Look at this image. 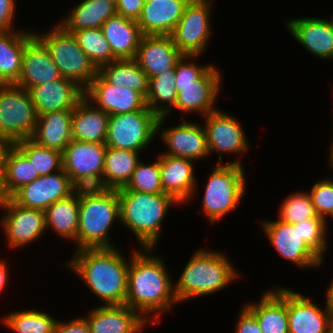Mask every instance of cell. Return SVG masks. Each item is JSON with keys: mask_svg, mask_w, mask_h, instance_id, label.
<instances>
[{"mask_svg": "<svg viewBox=\"0 0 333 333\" xmlns=\"http://www.w3.org/2000/svg\"><path fill=\"white\" fill-rule=\"evenodd\" d=\"M190 0L145 1L136 21L143 35H171Z\"/></svg>", "mask_w": 333, "mask_h": 333, "instance_id": "26", "label": "cell"}, {"mask_svg": "<svg viewBox=\"0 0 333 333\" xmlns=\"http://www.w3.org/2000/svg\"><path fill=\"white\" fill-rule=\"evenodd\" d=\"M176 98L175 69H168L149 79L146 105L158 117L168 116L171 113Z\"/></svg>", "mask_w": 333, "mask_h": 333, "instance_id": "37", "label": "cell"}, {"mask_svg": "<svg viewBox=\"0 0 333 333\" xmlns=\"http://www.w3.org/2000/svg\"><path fill=\"white\" fill-rule=\"evenodd\" d=\"M268 240L282 258L300 267H317L323 263L321 259L302 239L300 222L289 224L281 220L262 221Z\"/></svg>", "mask_w": 333, "mask_h": 333, "instance_id": "12", "label": "cell"}, {"mask_svg": "<svg viewBox=\"0 0 333 333\" xmlns=\"http://www.w3.org/2000/svg\"><path fill=\"white\" fill-rule=\"evenodd\" d=\"M116 219L120 220L117 190L99 187L79 188L77 250L113 248L108 233Z\"/></svg>", "mask_w": 333, "mask_h": 333, "instance_id": "3", "label": "cell"}, {"mask_svg": "<svg viewBox=\"0 0 333 333\" xmlns=\"http://www.w3.org/2000/svg\"><path fill=\"white\" fill-rule=\"evenodd\" d=\"M72 114L73 110H59L39 115L31 139L38 145L63 152L73 139Z\"/></svg>", "mask_w": 333, "mask_h": 333, "instance_id": "30", "label": "cell"}, {"mask_svg": "<svg viewBox=\"0 0 333 333\" xmlns=\"http://www.w3.org/2000/svg\"><path fill=\"white\" fill-rule=\"evenodd\" d=\"M142 250L145 251H133L130 257L125 304L147 322L155 323L161 313L170 310L178 301L164 261L151 255L154 249ZM151 314L155 315L150 318Z\"/></svg>", "mask_w": 333, "mask_h": 333, "instance_id": "1", "label": "cell"}, {"mask_svg": "<svg viewBox=\"0 0 333 333\" xmlns=\"http://www.w3.org/2000/svg\"><path fill=\"white\" fill-rule=\"evenodd\" d=\"M8 266H6V262L0 261V292L4 291L6 287V283L8 282Z\"/></svg>", "mask_w": 333, "mask_h": 333, "instance_id": "51", "label": "cell"}, {"mask_svg": "<svg viewBox=\"0 0 333 333\" xmlns=\"http://www.w3.org/2000/svg\"><path fill=\"white\" fill-rule=\"evenodd\" d=\"M46 229L76 242L79 225V188L67 198L57 200L45 210ZM50 226V227H49Z\"/></svg>", "mask_w": 333, "mask_h": 333, "instance_id": "34", "label": "cell"}, {"mask_svg": "<svg viewBox=\"0 0 333 333\" xmlns=\"http://www.w3.org/2000/svg\"><path fill=\"white\" fill-rule=\"evenodd\" d=\"M39 174L27 157L13 144L5 157L1 190L5 198H11L23 186L37 179Z\"/></svg>", "mask_w": 333, "mask_h": 333, "instance_id": "35", "label": "cell"}, {"mask_svg": "<svg viewBox=\"0 0 333 333\" xmlns=\"http://www.w3.org/2000/svg\"><path fill=\"white\" fill-rule=\"evenodd\" d=\"M326 222V220L320 217H314L300 222L302 239L321 259H323L327 249L325 239L327 231Z\"/></svg>", "mask_w": 333, "mask_h": 333, "instance_id": "43", "label": "cell"}, {"mask_svg": "<svg viewBox=\"0 0 333 333\" xmlns=\"http://www.w3.org/2000/svg\"><path fill=\"white\" fill-rule=\"evenodd\" d=\"M218 68L211 66L198 80L193 84L175 85L177 98L174 108L188 115V112H199L204 116L217 110L215 100L219 93L221 85V75Z\"/></svg>", "mask_w": 333, "mask_h": 333, "instance_id": "17", "label": "cell"}, {"mask_svg": "<svg viewBox=\"0 0 333 333\" xmlns=\"http://www.w3.org/2000/svg\"><path fill=\"white\" fill-rule=\"evenodd\" d=\"M198 56H185L177 61L175 65V85L193 84L198 80L212 65H197L193 62H185L188 58L193 59Z\"/></svg>", "mask_w": 333, "mask_h": 333, "instance_id": "45", "label": "cell"}, {"mask_svg": "<svg viewBox=\"0 0 333 333\" xmlns=\"http://www.w3.org/2000/svg\"><path fill=\"white\" fill-rule=\"evenodd\" d=\"M144 3V0H116L117 14L137 21Z\"/></svg>", "mask_w": 333, "mask_h": 333, "instance_id": "46", "label": "cell"}, {"mask_svg": "<svg viewBox=\"0 0 333 333\" xmlns=\"http://www.w3.org/2000/svg\"><path fill=\"white\" fill-rule=\"evenodd\" d=\"M0 207L7 211L0 223L11 248L23 247L46 231L45 211L23 207L12 198H5Z\"/></svg>", "mask_w": 333, "mask_h": 333, "instance_id": "13", "label": "cell"}, {"mask_svg": "<svg viewBox=\"0 0 333 333\" xmlns=\"http://www.w3.org/2000/svg\"><path fill=\"white\" fill-rule=\"evenodd\" d=\"M333 139V138H332ZM331 151H330V157H329V161H330V164H331V167L333 168V142L331 143Z\"/></svg>", "mask_w": 333, "mask_h": 333, "instance_id": "54", "label": "cell"}, {"mask_svg": "<svg viewBox=\"0 0 333 333\" xmlns=\"http://www.w3.org/2000/svg\"><path fill=\"white\" fill-rule=\"evenodd\" d=\"M224 255L219 251L204 249L194 252L174 284V295L178 303L218 292L240 277Z\"/></svg>", "mask_w": 333, "mask_h": 333, "instance_id": "4", "label": "cell"}, {"mask_svg": "<svg viewBox=\"0 0 333 333\" xmlns=\"http://www.w3.org/2000/svg\"><path fill=\"white\" fill-rule=\"evenodd\" d=\"M308 194L320 218L324 220L327 216L333 218V181L331 179L326 178L316 182Z\"/></svg>", "mask_w": 333, "mask_h": 333, "instance_id": "44", "label": "cell"}, {"mask_svg": "<svg viewBox=\"0 0 333 333\" xmlns=\"http://www.w3.org/2000/svg\"><path fill=\"white\" fill-rule=\"evenodd\" d=\"M90 103L83 96L73 109L71 120L72 138L82 142L105 143L109 115Z\"/></svg>", "mask_w": 333, "mask_h": 333, "instance_id": "27", "label": "cell"}, {"mask_svg": "<svg viewBox=\"0 0 333 333\" xmlns=\"http://www.w3.org/2000/svg\"><path fill=\"white\" fill-rule=\"evenodd\" d=\"M34 35L26 31H0V84H15L21 74L26 42Z\"/></svg>", "mask_w": 333, "mask_h": 333, "instance_id": "32", "label": "cell"}, {"mask_svg": "<svg viewBox=\"0 0 333 333\" xmlns=\"http://www.w3.org/2000/svg\"><path fill=\"white\" fill-rule=\"evenodd\" d=\"M205 117L204 129L206 132L209 155L213 151L219 152L221 163V152L228 154H239L248 150V141L241 124L233 116L217 109Z\"/></svg>", "mask_w": 333, "mask_h": 333, "instance_id": "16", "label": "cell"}, {"mask_svg": "<svg viewBox=\"0 0 333 333\" xmlns=\"http://www.w3.org/2000/svg\"><path fill=\"white\" fill-rule=\"evenodd\" d=\"M328 333H333V313L330 314Z\"/></svg>", "mask_w": 333, "mask_h": 333, "instance_id": "53", "label": "cell"}, {"mask_svg": "<svg viewBox=\"0 0 333 333\" xmlns=\"http://www.w3.org/2000/svg\"><path fill=\"white\" fill-rule=\"evenodd\" d=\"M286 26L306 50L321 59H333V23L330 19L295 18Z\"/></svg>", "mask_w": 333, "mask_h": 333, "instance_id": "20", "label": "cell"}, {"mask_svg": "<svg viewBox=\"0 0 333 333\" xmlns=\"http://www.w3.org/2000/svg\"><path fill=\"white\" fill-rule=\"evenodd\" d=\"M161 131L160 137L168 148L162 154L193 161L209 155L206 132L199 124L181 120L179 125Z\"/></svg>", "mask_w": 333, "mask_h": 333, "instance_id": "21", "label": "cell"}, {"mask_svg": "<svg viewBox=\"0 0 333 333\" xmlns=\"http://www.w3.org/2000/svg\"><path fill=\"white\" fill-rule=\"evenodd\" d=\"M84 96L105 113L118 115L144 109L146 99L127 87L113 86L99 73L92 79Z\"/></svg>", "mask_w": 333, "mask_h": 333, "instance_id": "15", "label": "cell"}, {"mask_svg": "<svg viewBox=\"0 0 333 333\" xmlns=\"http://www.w3.org/2000/svg\"><path fill=\"white\" fill-rule=\"evenodd\" d=\"M57 321L39 310H24L11 312L2 322L15 333H54Z\"/></svg>", "mask_w": 333, "mask_h": 333, "instance_id": "40", "label": "cell"}, {"mask_svg": "<svg viewBox=\"0 0 333 333\" xmlns=\"http://www.w3.org/2000/svg\"><path fill=\"white\" fill-rule=\"evenodd\" d=\"M166 118L158 117L147 106L135 112L110 115L105 144L111 148L141 152L158 135Z\"/></svg>", "mask_w": 333, "mask_h": 333, "instance_id": "8", "label": "cell"}, {"mask_svg": "<svg viewBox=\"0 0 333 333\" xmlns=\"http://www.w3.org/2000/svg\"><path fill=\"white\" fill-rule=\"evenodd\" d=\"M54 333H90L86 318H78L68 323L57 321Z\"/></svg>", "mask_w": 333, "mask_h": 333, "instance_id": "49", "label": "cell"}, {"mask_svg": "<svg viewBox=\"0 0 333 333\" xmlns=\"http://www.w3.org/2000/svg\"><path fill=\"white\" fill-rule=\"evenodd\" d=\"M16 0H0V31H12Z\"/></svg>", "mask_w": 333, "mask_h": 333, "instance_id": "48", "label": "cell"}, {"mask_svg": "<svg viewBox=\"0 0 333 333\" xmlns=\"http://www.w3.org/2000/svg\"><path fill=\"white\" fill-rule=\"evenodd\" d=\"M98 73L111 85L127 87L146 98L149 79L134 59L113 61L102 66Z\"/></svg>", "mask_w": 333, "mask_h": 333, "instance_id": "36", "label": "cell"}, {"mask_svg": "<svg viewBox=\"0 0 333 333\" xmlns=\"http://www.w3.org/2000/svg\"><path fill=\"white\" fill-rule=\"evenodd\" d=\"M45 34L34 35L45 45L57 65L62 78L74 82L85 91L98 70L91 63L73 34L67 33L60 25Z\"/></svg>", "mask_w": 333, "mask_h": 333, "instance_id": "7", "label": "cell"}, {"mask_svg": "<svg viewBox=\"0 0 333 333\" xmlns=\"http://www.w3.org/2000/svg\"><path fill=\"white\" fill-rule=\"evenodd\" d=\"M299 292L287 289L289 333H328L330 312Z\"/></svg>", "mask_w": 333, "mask_h": 333, "instance_id": "23", "label": "cell"}, {"mask_svg": "<svg viewBox=\"0 0 333 333\" xmlns=\"http://www.w3.org/2000/svg\"><path fill=\"white\" fill-rule=\"evenodd\" d=\"M4 195L2 193V190H1V180H0V206L2 205V203L4 202Z\"/></svg>", "mask_w": 333, "mask_h": 333, "instance_id": "55", "label": "cell"}, {"mask_svg": "<svg viewBox=\"0 0 333 333\" xmlns=\"http://www.w3.org/2000/svg\"><path fill=\"white\" fill-rule=\"evenodd\" d=\"M12 145L8 139L0 137V180L4 172L6 154Z\"/></svg>", "mask_w": 333, "mask_h": 333, "instance_id": "50", "label": "cell"}, {"mask_svg": "<svg viewBox=\"0 0 333 333\" xmlns=\"http://www.w3.org/2000/svg\"><path fill=\"white\" fill-rule=\"evenodd\" d=\"M90 333H138L147 321L126 304L103 305L85 317Z\"/></svg>", "mask_w": 333, "mask_h": 333, "instance_id": "25", "label": "cell"}, {"mask_svg": "<svg viewBox=\"0 0 333 333\" xmlns=\"http://www.w3.org/2000/svg\"><path fill=\"white\" fill-rule=\"evenodd\" d=\"M115 15L116 0H83L59 25L72 34L80 29L101 28L107 19Z\"/></svg>", "mask_w": 333, "mask_h": 333, "instance_id": "31", "label": "cell"}, {"mask_svg": "<svg viewBox=\"0 0 333 333\" xmlns=\"http://www.w3.org/2000/svg\"><path fill=\"white\" fill-rule=\"evenodd\" d=\"M123 189L148 194L163 193L160 182L159 159L151 165L139 161L129 182Z\"/></svg>", "mask_w": 333, "mask_h": 333, "instance_id": "41", "label": "cell"}, {"mask_svg": "<svg viewBox=\"0 0 333 333\" xmlns=\"http://www.w3.org/2000/svg\"><path fill=\"white\" fill-rule=\"evenodd\" d=\"M261 300L245 307L256 317L262 333H289L287 289L265 291Z\"/></svg>", "mask_w": 333, "mask_h": 333, "instance_id": "29", "label": "cell"}, {"mask_svg": "<svg viewBox=\"0 0 333 333\" xmlns=\"http://www.w3.org/2000/svg\"><path fill=\"white\" fill-rule=\"evenodd\" d=\"M209 177L202 197V212L210 222H216L235 211L246 192V177L240 160L217 163Z\"/></svg>", "mask_w": 333, "mask_h": 333, "instance_id": "6", "label": "cell"}, {"mask_svg": "<svg viewBox=\"0 0 333 333\" xmlns=\"http://www.w3.org/2000/svg\"><path fill=\"white\" fill-rule=\"evenodd\" d=\"M59 69L45 45L33 35L25 44L21 74L15 83L28 90L47 81L61 79Z\"/></svg>", "mask_w": 333, "mask_h": 333, "instance_id": "19", "label": "cell"}, {"mask_svg": "<svg viewBox=\"0 0 333 333\" xmlns=\"http://www.w3.org/2000/svg\"><path fill=\"white\" fill-rule=\"evenodd\" d=\"M279 220L296 224L302 220L319 217L312 204L310 195L305 192L295 193L289 195L281 205L279 211Z\"/></svg>", "mask_w": 333, "mask_h": 333, "instance_id": "42", "label": "cell"}, {"mask_svg": "<svg viewBox=\"0 0 333 333\" xmlns=\"http://www.w3.org/2000/svg\"><path fill=\"white\" fill-rule=\"evenodd\" d=\"M326 308L330 313H333V280L330 284V287L328 288Z\"/></svg>", "mask_w": 333, "mask_h": 333, "instance_id": "52", "label": "cell"}, {"mask_svg": "<svg viewBox=\"0 0 333 333\" xmlns=\"http://www.w3.org/2000/svg\"><path fill=\"white\" fill-rule=\"evenodd\" d=\"M72 34L97 70L117 60L101 28L80 29Z\"/></svg>", "mask_w": 333, "mask_h": 333, "instance_id": "38", "label": "cell"}, {"mask_svg": "<svg viewBox=\"0 0 333 333\" xmlns=\"http://www.w3.org/2000/svg\"><path fill=\"white\" fill-rule=\"evenodd\" d=\"M76 190L77 187L62 169L57 173L39 176L11 198L23 207L45 211L54 202L67 198Z\"/></svg>", "mask_w": 333, "mask_h": 333, "instance_id": "14", "label": "cell"}, {"mask_svg": "<svg viewBox=\"0 0 333 333\" xmlns=\"http://www.w3.org/2000/svg\"><path fill=\"white\" fill-rule=\"evenodd\" d=\"M31 100L39 115L59 110H73L84 91L65 78L47 81L28 89Z\"/></svg>", "mask_w": 333, "mask_h": 333, "instance_id": "24", "label": "cell"}, {"mask_svg": "<svg viewBox=\"0 0 333 333\" xmlns=\"http://www.w3.org/2000/svg\"><path fill=\"white\" fill-rule=\"evenodd\" d=\"M101 29L117 60L135 59L143 37L136 20L117 14L107 19Z\"/></svg>", "mask_w": 333, "mask_h": 333, "instance_id": "28", "label": "cell"}, {"mask_svg": "<svg viewBox=\"0 0 333 333\" xmlns=\"http://www.w3.org/2000/svg\"><path fill=\"white\" fill-rule=\"evenodd\" d=\"M117 193L121 223L132 230L143 249H154L166 213L172 204L178 202L166 193L148 194L123 188L118 189Z\"/></svg>", "mask_w": 333, "mask_h": 333, "instance_id": "5", "label": "cell"}, {"mask_svg": "<svg viewBox=\"0 0 333 333\" xmlns=\"http://www.w3.org/2000/svg\"><path fill=\"white\" fill-rule=\"evenodd\" d=\"M105 143L72 139L62 152L63 170L77 188H102Z\"/></svg>", "mask_w": 333, "mask_h": 333, "instance_id": "10", "label": "cell"}, {"mask_svg": "<svg viewBox=\"0 0 333 333\" xmlns=\"http://www.w3.org/2000/svg\"><path fill=\"white\" fill-rule=\"evenodd\" d=\"M76 254V255H75ZM66 264L82 278L104 305H123L129 263L116 247L79 249Z\"/></svg>", "mask_w": 333, "mask_h": 333, "instance_id": "2", "label": "cell"}, {"mask_svg": "<svg viewBox=\"0 0 333 333\" xmlns=\"http://www.w3.org/2000/svg\"><path fill=\"white\" fill-rule=\"evenodd\" d=\"M235 333H262L256 317L245 307L241 310Z\"/></svg>", "mask_w": 333, "mask_h": 333, "instance_id": "47", "label": "cell"}, {"mask_svg": "<svg viewBox=\"0 0 333 333\" xmlns=\"http://www.w3.org/2000/svg\"><path fill=\"white\" fill-rule=\"evenodd\" d=\"M139 153L107 147L102 174V188L114 190L124 188L140 161Z\"/></svg>", "mask_w": 333, "mask_h": 333, "instance_id": "33", "label": "cell"}, {"mask_svg": "<svg viewBox=\"0 0 333 333\" xmlns=\"http://www.w3.org/2000/svg\"><path fill=\"white\" fill-rule=\"evenodd\" d=\"M27 157L39 176H46L63 169L62 152L38 145L31 138L14 143Z\"/></svg>", "mask_w": 333, "mask_h": 333, "instance_id": "39", "label": "cell"}, {"mask_svg": "<svg viewBox=\"0 0 333 333\" xmlns=\"http://www.w3.org/2000/svg\"><path fill=\"white\" fill-rule=\"evenodd\" d=\"M181 57L171 35H143L134 60L150 79L168 69H175Z\"/></svg>", "mask_w": 333, "mask_h": 333, "instance_id": "18", "label": "cell"}, {"mask_svg": "<svg viewBox=\"0 0 333 333\" xmlns=\"http://www.w3.org/2000/svg\"><path fill=\"white\" fill-rule=\"evenodd\" d=\"M208 0H190L171 37L180 53L185 56H200L206 49L211 35Z\"/></svg>", "mask_w": 333, "mask_h": 333, "instance_id": "11", "label": "cell"}, {"mask_svg": "<svg viewBox=\"0 0 333 333\" xmlns=\"http://www.w3.org/2000/svg\"><path fill=\"white\" fill-rule=\"evenodd\" d=\"M158 159L163 193L172 196L178 204L193 198V192H196L193 160L164 154Z\"/></svg>", "mask_w": 333, "mask_h": 333, "instance_id": "22", "label": "cell"}, {"mask_svg": "<svg viewBox=\"0 0 333 333\" xmlns=\"http://www.w3.org/2000/svg\"><path fill=\"white\" fill-rule=\"evenodd\" d=\"M37 121L28 90L16 84H0V137L12 144L31 138Z\"/></svg>", "mask_w": 333, "mask_h": 333, "instance_id": "9", "label": "cell"}]
</instances>
